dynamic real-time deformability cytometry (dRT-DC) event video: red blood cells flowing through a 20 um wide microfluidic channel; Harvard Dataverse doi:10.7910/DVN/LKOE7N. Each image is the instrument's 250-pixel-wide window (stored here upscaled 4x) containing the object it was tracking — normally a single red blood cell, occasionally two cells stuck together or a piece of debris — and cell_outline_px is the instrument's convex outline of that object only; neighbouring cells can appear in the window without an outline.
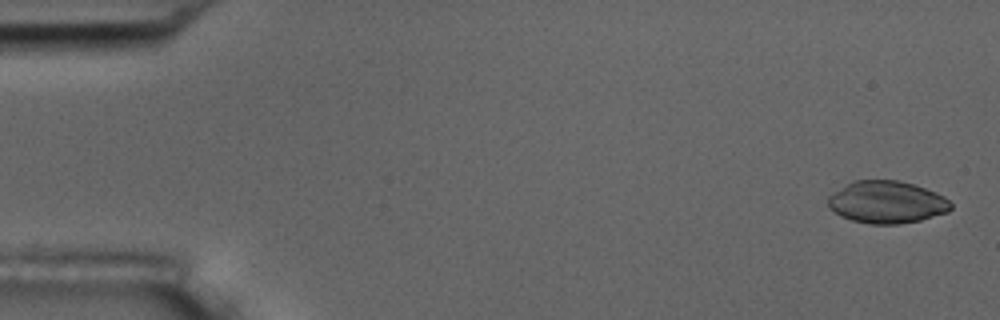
{"species": "common noctule bat (a hibernating species)", "species_latin": "Nyctalus noctula", "temperature_condition": "room temperature", "stored_images_in_passage": 6, "segment_of_instrument_passage": [2, 2], "camera_frame_rate_fps": 3000, "um_per_image_px": 0.085, "animal": {"sex": "male", "body_mass_g": 17.5, "forearm_length_mm": 52.3}, "frame": {"image": 1, "passage_image": 6, "time_ms": 6.0, "image_size_px": [1000, 320], "cell_outline_px": [[952, 208], [948, 212], [920, 220], [900, 224], [868, 224], [852, 220], [840, 216], [828, 208], [828, 196], [852, 180], [900, 180], [936, 192], [944, 196], [952, 204]], "centroid_in_image_um": [75.36, 17.19], "position_along_channel_um": 9.6, "area_um2": 30.4}}